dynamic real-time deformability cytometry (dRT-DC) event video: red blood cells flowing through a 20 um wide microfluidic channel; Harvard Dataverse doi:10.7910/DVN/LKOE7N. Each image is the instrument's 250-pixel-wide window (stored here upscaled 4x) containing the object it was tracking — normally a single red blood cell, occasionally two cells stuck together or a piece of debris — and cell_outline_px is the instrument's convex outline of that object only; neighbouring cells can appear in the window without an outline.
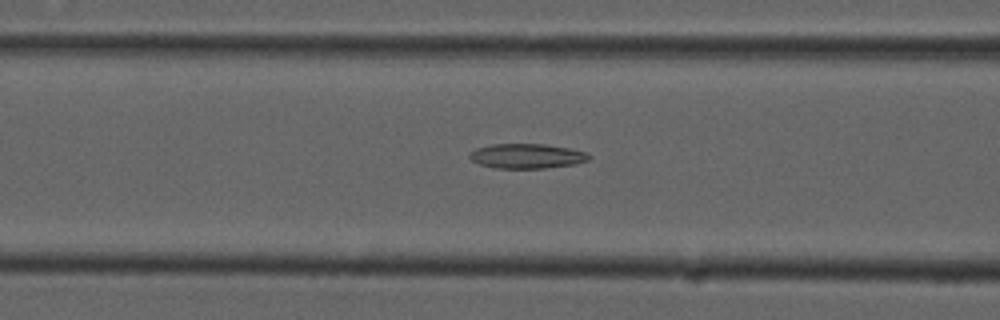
{"species": "common noctule bat (a hibernating species)", "species_latin": "Nyctalus noctula", "temperature_condition": "cold", "stored_images_in_passage": 43, "camera_frame_rate_fps": 3000, "um_per_image_px": 0.085, "animal": {"sex": "male", "forearm_length_mm": 52.5}, "frame": {"image": 1, "passage_image": 10, "time_ms": 3.0, "image_size_px": [1000, 320], "cell_outline_px": [[592, 156], [588, 160], [576, 164], [544, 168], [496, 168], [480, 164], [472, 160], [468, 156], [476, 148], [492, 144], [544, 144], [568, 148], [588, 152]], "centroid_in_image_um": [44.82, 13.26], "position_along_channel_um": 121.8, "area_um2": 17.17}}
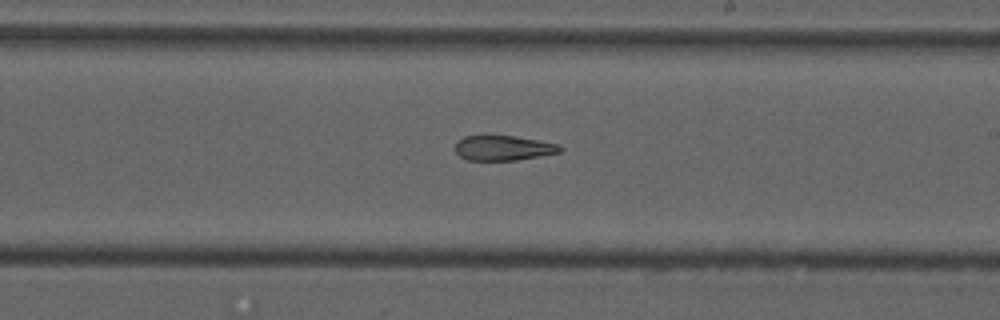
{"frame": {"image": 2, "passage_image": 20, "time_ms": 6.333, "image_size_px": [1000, 320], "cell_outline_px": [[564, 148], [560, 152], [540, 156], [516, 160], [468, 160], [460, 156], [456, 152], [456, 144], [464, 136], [484, 132], [488, 132], [516, 136], [560, 144]], "centroid_in_image_um": [42.77, 12.52], "position_along_channel_um": 246.2, "area_um2": 15.95}}
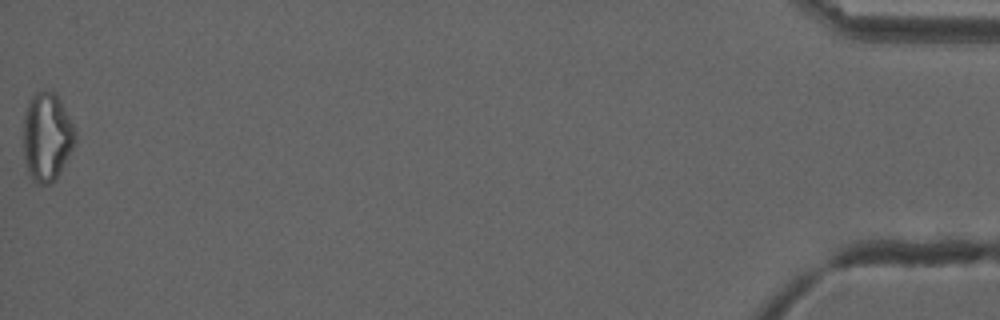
{"frame": {"image": 3, "passage_image": 43, "time_ms": 14.0, "image_size_px": [1000, 320], "cell_outline_px": [[76, 136], [72, 148], [56, 180], [48, 184], [36, 184], [32, 180], [28, 172], [24, 160], [24, 116], [28, 104], [32, 96], [36, 92], [44, 88], [56, 92], [76, 132]], "centroid_in_image_um": [3.97, 11.63], "position_along_channel_um": 431.2, "area_um2": 26.7}, "authors_computed_cell_mechanics": {"area_um2": 17.9758, "velocity_mm_per_s": 3.7376, "shape_relaxation_time_tau1_ms": null, "shape_relaxation_time_tau2_ms": 4.2373, "deformation_change_tau1": null, "deformation_change_tau2": 0.1296}}